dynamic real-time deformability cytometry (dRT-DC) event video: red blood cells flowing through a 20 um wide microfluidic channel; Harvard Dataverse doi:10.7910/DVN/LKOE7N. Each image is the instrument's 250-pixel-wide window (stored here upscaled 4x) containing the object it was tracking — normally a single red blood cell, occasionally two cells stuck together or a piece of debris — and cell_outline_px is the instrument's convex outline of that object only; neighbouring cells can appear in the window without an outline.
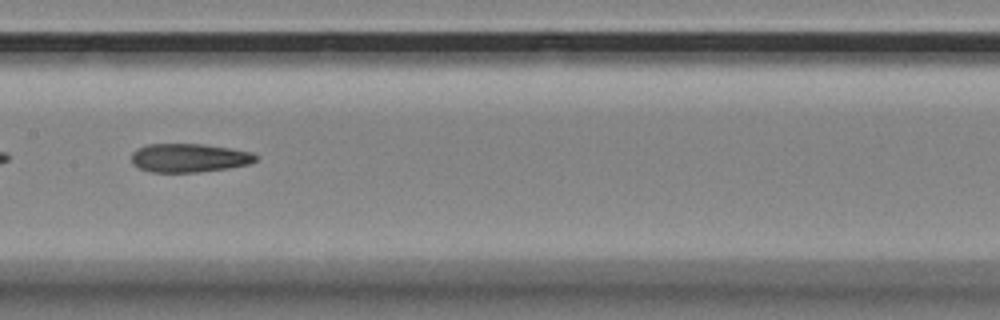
{"species": "Egyptian fruit bat (a non-hibernating species)", "species_latin": "Rousettus aegyptiacus", "temperature_condition": "room temperature", "stored_images_in_passage": 10, "camera_frame_rate_fps": 3000, "um_per_image_px": 0.085, "animal": {"sex": "female"}, "frame": {"image": 1, "passage_image": 9, "time_ms": 2.667, "image_size_px": [1000, 320], "cell_outline_px": [[256, 160], [248, 164], [228, 168], [200, 172], [152, 172], [140, 168], [132, 164], [132, 152], [136, 148], [148, 144], [204, 144], [252, 152], [256, 156]], "centroid_in_image_um": [16.04, 13.42], "position_along_channel_um": 191.4, "area_um2": 20.69}}
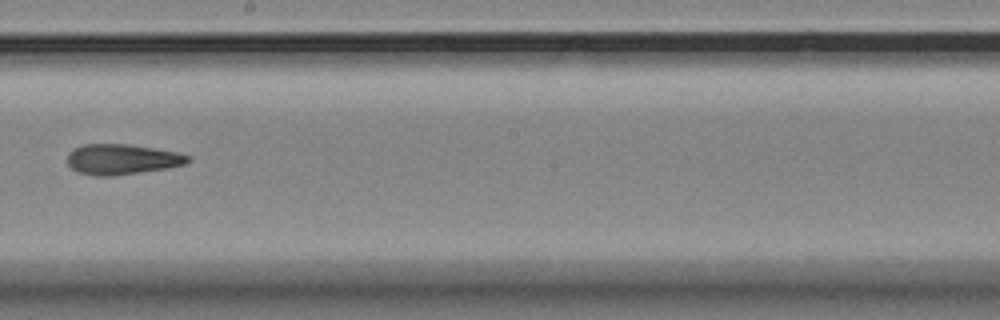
{"frame": {"image": 2, "passage_image": 10, "time_ms": 3.0, "image_size_px": [1000, 320], "cell_outline_px": [[188, 160], [184, 164], [164, 168], [116, 176], [96, 176], [76, 172], [68, 164], [68, 152], [72, 148], [84, 144], [128, 144], [176, 152], [188, 156]], "centroid_in_image_um": [10.27, 13.54], "position_along_channel_um": 237.9, "area_um2": 21.15}}